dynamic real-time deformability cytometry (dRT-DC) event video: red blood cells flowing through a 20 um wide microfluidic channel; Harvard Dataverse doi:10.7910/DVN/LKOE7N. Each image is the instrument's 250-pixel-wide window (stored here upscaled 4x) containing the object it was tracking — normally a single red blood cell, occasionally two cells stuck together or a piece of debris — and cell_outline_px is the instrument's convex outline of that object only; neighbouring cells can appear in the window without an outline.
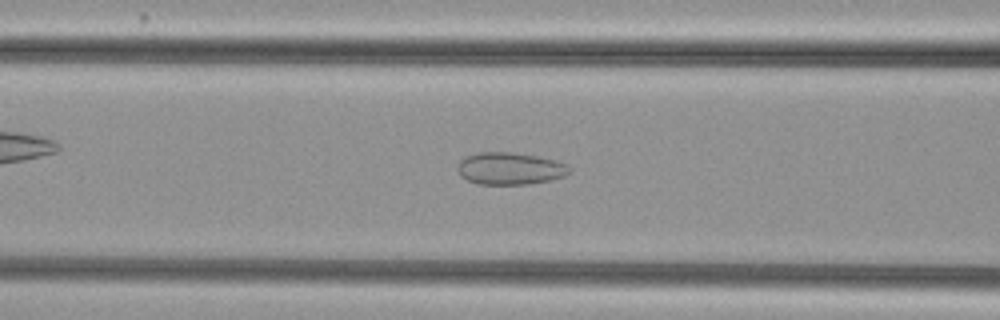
{"species": "common noctule bat (a hibernating species)", "species_latin": "Nyctalus noctula", "temperature_condition": "cold", "stored_images_in_passage": 47, "camera_frame_rate_fps": 3000, "um_per_image_px": 0.085, "animal": {"sex": "female", "body_mass_g": 29.2, "forearm_length_mm": 56.3}, "frame": {"image": 1, "passage_image": 15, "time_ms": 4.667, "image_size_px": [1000, 320], "cell_outline_px": [[572, 172], [564, 176], [532, 184], [476, 184], [460, 176], [456, 168], [460, 160], [464, 156], [476, 152], [512, 152], [536, 156], [568, 164], [572, 168]], "centroid_in_image_um": [43.32, 14.32], "position_along_channel_um": 123.3, "area_um2": 21.21}}
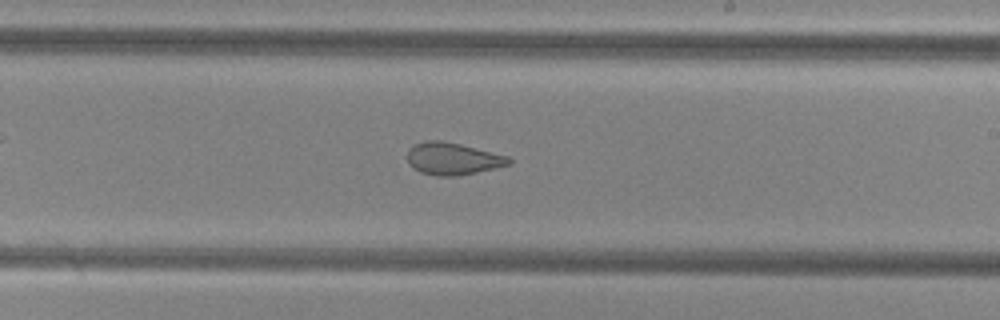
{"frame": {"image": 2, "passage_image": 25, "time_ms": 8.0, "image_size_px": [1000, 320], "cell_outline_px": [[512, 164], [476, 172], [456, 176], [436, 176], [420, 172], [412, 168], [408, 164], [408, 148], [424, 140], [440, 140], [460, 144], [508, 156], [512, 160]], "centroid_in_image_um": [38.46, 13.49], "position_along_channel_um": 250.5, "area_um2": 19.07}}
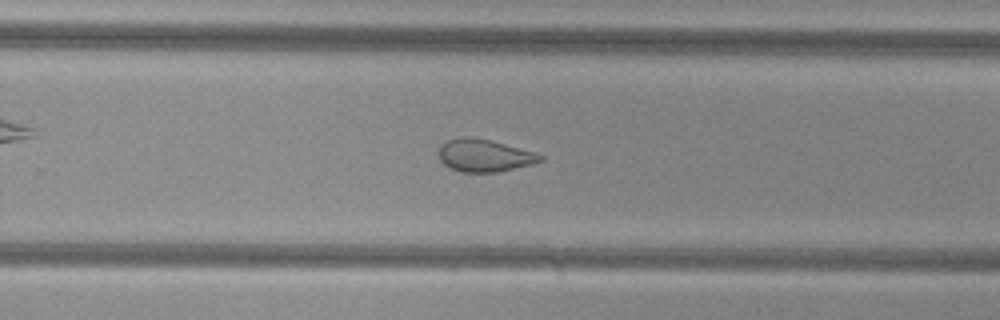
{"frame": {"image": 3, "passage_image": 28, "time_ms": 9.0, "image_size_px": [1000, 320], "cell_outline_px": [[544, 160], [532, 164], [500, 172], [460, 172], [444, 164], [440, 160], [440, 144], [448, 140], [460, 136], [468, 136], [492, 140], [532, 152], [544, 156]], "centroid_in_image_um": [41.16, 13.21], "position_along_channel_um": 288.6, "area_um2": 19.19}, "authors_computed_cell_mechanics": {"area_um2": 22.9466, "velocity_mm_per_s": 3.8236, "shape_relaxation_time_tau1_ms": null, "shape_relaxation_time_tau2_ms": 1.0606, "deformation_change_tau1": null, "deformation_change_tau2": 0.0653}}